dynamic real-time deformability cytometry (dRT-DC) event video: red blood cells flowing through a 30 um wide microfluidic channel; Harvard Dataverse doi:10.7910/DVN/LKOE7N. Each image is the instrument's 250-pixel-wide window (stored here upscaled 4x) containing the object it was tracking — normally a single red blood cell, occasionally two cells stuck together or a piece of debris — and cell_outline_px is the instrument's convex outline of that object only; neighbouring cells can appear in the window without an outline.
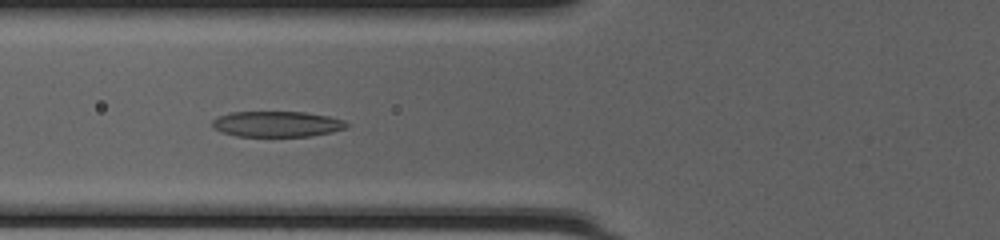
{"species": "common noctule bat (a hibernating species)", "species_latin": "Nyctalus noctula", "temperature_condition": "cold", "stored_images_in_passage": 48, "camera_frame_rate_fps": 3000, "um_per_image_px": 0.085, "animal": {"sex": "female", "body_mass_g": 20.0, "forearm_length_mm": 54.0}, "frame": {"image": 1, "passage_image": 19, "time_ms": 6.0, "image_size_px": [1000, 240], "cell_outline_px": [[348, 128], [332, 132], [312, 136], [236, 136], [220, 132], [212, 128], [212, 120], [216, 116], [232, 112], [304, 112], [328, 116], [344, 120], [348, 124]], "centroid_in_image_um": [23.52, 10.54], "position_along_channel_um": 102.3, "area_um2": 20.29}}
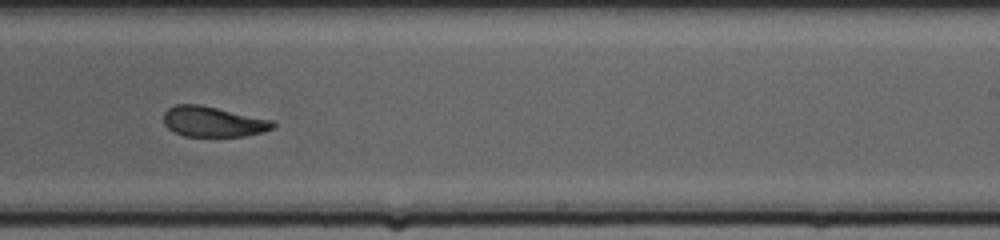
{"frame": {"image": 2, "passage_image": 31, "time_ms": 10.0, "image_size_px": [1000, 240], "cell_outline_px": [[276, 124], [272, 128], [264, 132], [244, 136], [184, 136], [168, 128], [164, 124], [164, 112], [168, 108], [176, 104], [200, 104], [272, 120]], "centroid_in_image_um": [18.1, 10.34], "position_along_channel_um": 270.9, "area_um2": 19.25}}
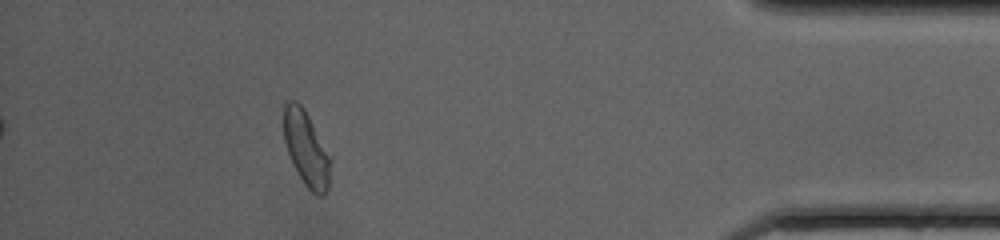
{"frame": {"image": 3, "passage_image": 44, "time_ms": 14.333, "image_size_px": [1000, 240], "cell_outline_px": [[332, 160], [328, 188], [324, 196], [316, 196], [304, 184], [292, 164], [284, 140], [284, 104], [288, 100], [296, 100], [304, 108], [332, 156]], "centroid_in_image_um": [26.06, 12.65], "position_along_channel_um": 409.1, "area_um2": 20.81}, "authors_computed_cell_mechanics": {"area_um2": 20.6346, "velocity_mm_per_s": 4.2153, "shape_relaxation_time_tau1_ms": 6.2762, "shape_relaxation_time_tau2_ms": 1.6759, "deformation_change_tau1": 0.2215, "deformation_change_tau2": 0.0949}}